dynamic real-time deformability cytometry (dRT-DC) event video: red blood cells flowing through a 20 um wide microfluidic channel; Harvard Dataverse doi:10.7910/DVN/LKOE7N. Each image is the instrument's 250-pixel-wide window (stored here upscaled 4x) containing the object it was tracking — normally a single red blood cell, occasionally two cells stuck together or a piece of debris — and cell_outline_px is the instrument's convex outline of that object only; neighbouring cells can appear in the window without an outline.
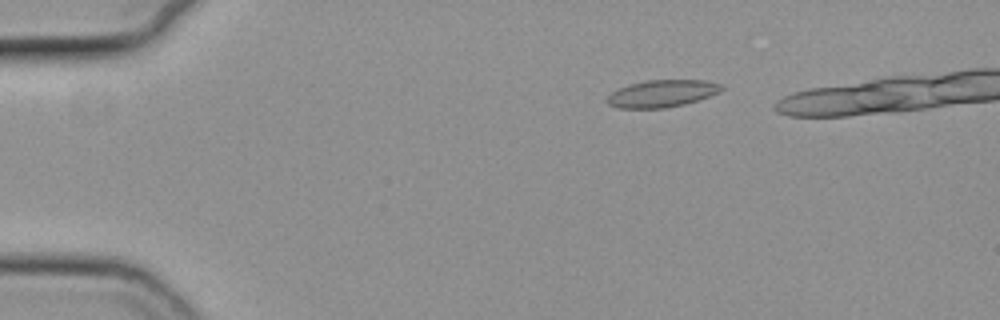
{"species": "common noctule bat (a hibernating species)", "species_latin": "Nyctalus noctula", "temperature_condition": "cold", "stored_images_in_passage": 40, "camera_frame_rate_fps": 3000, "um_per_image_px": 0.085, "animal": {"sex": "female", "body_mass_g": 19.3, "forearm_length_mm": 54.1}, "frame": {"image": 1, "passage_image": 11, "time_ms": 3.333, "image_size_px": [1000, 320], "cell_outline_px": [[724, 88], [720, 92], [684, 104], [664, 108], [616, 108], [608, 104], [608, 96], [612, 92], [628, 84], [648, 80], [704, 80], [724, 84]], "centroid_in_image_um": [56.29, 7.94], "position_along_channel_um": 28.7, "area_um2": 18.03}}
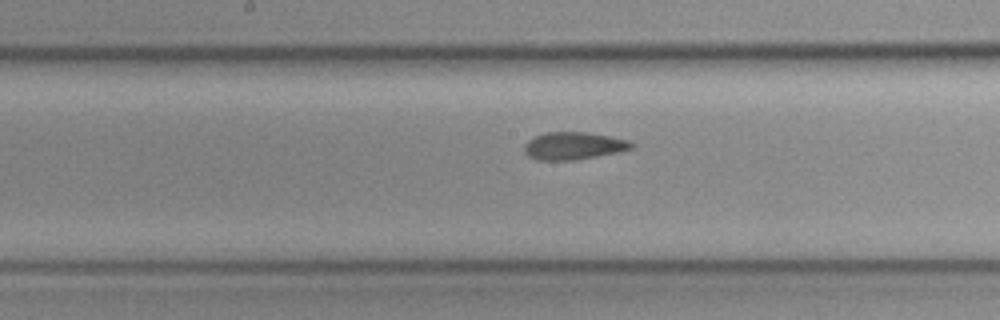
{"frame": {"image": 2, "passage_image": 30, "time_ms": 9.667, "image_size_px": [1000, 320], "cell_outline_px": [[636, 144], [632, 148], [620, 152], [572, 160], [540, 160], [528, 156], [524, 152], [524, 144], [528, 140], [536, 136], [548, 132], [588, 132], [628, 140]], "centroid_in_image_um": [48.76, 12.39], "position_along_channel_um": 199.4, "area_um2": 17.11}}
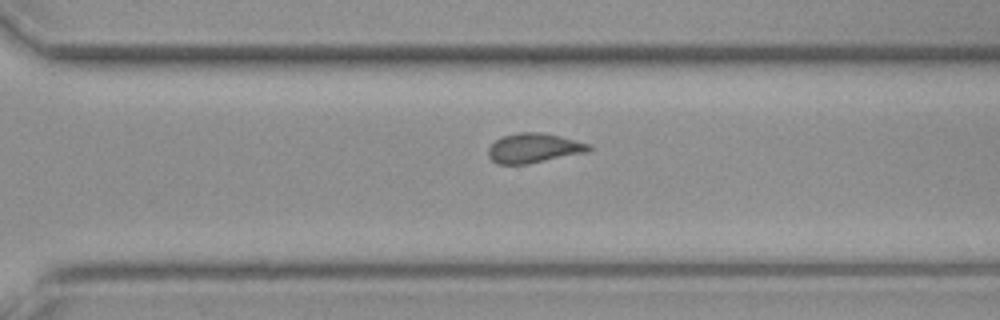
{"frame": {"image": 3, "passage_image": 40, "time_ms": 13.0, "image_size_px": [1000, 320], "cell_outline_px": [[592, 148], [588, 152], [528, 164], [496, 164], [488, 156], [488, 148], [500, 136], [516, 132], [540, 132], [560, 136], [592, 144]], "centroid_in_image_um": [45.38, 12.58], "position_along_channel_um": 325.2, "area_um2": 17.57}}